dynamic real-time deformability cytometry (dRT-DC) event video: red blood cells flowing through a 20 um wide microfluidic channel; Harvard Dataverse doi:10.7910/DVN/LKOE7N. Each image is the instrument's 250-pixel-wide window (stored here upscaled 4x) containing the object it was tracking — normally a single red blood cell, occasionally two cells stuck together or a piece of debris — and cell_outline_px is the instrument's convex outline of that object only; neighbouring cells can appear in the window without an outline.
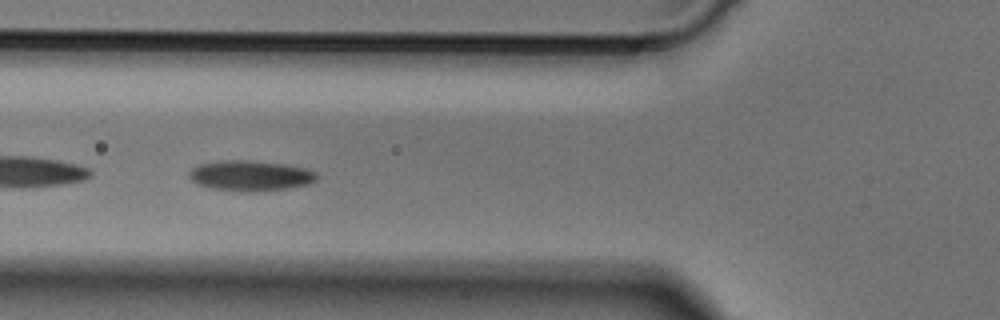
{"species": "Egyptian fruit bat (a non-hibernating species)", "species_latin": "Rousettus aegyptiacus", "temperature_condition": "cold", "stored_images_in_passage": 49, "camera_frame_rate_fps": 3000, "um_per_image_px": 0.085, "animal": {"sex": "male"}, "frame": {"image": 1, "passage_image": 17, "time_ms": 5.333, "image_size_px": [1000, 320], "cell_outline_px": [[320, 176], [316, 180], [308, 184], [288, 188], [212, 188], [196, 184], [188, 176], [188, 172], [196, 164], [220, 160], [248, 160], [284, 164], [304, 168], [316, 172]], "centroid_in_image_um": [21.26, 14.86], "position_along_channel_um": 104.5, "area_um2": 21.62}}
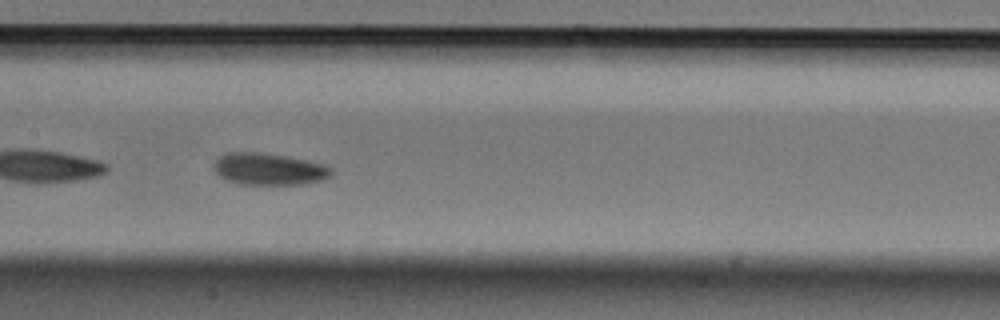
{"frame": {"image": 2, "passage_image": 23, "time_ms": 7.333, "image_size_px": [1000, 320], "cell_outline_px": [[332, 176], [324, 180], [304, 184], [236, 184], [224, 180], [212, 168], [212, 164], [220, 156], [228, 152], [260, 152], [288, 156], [308, 160], [324, 164], [332, 168]], "centroid_in_image_um": [22.86, 14.37], "position_along_channel_um": 184.5, "area_um2": 22.25}}
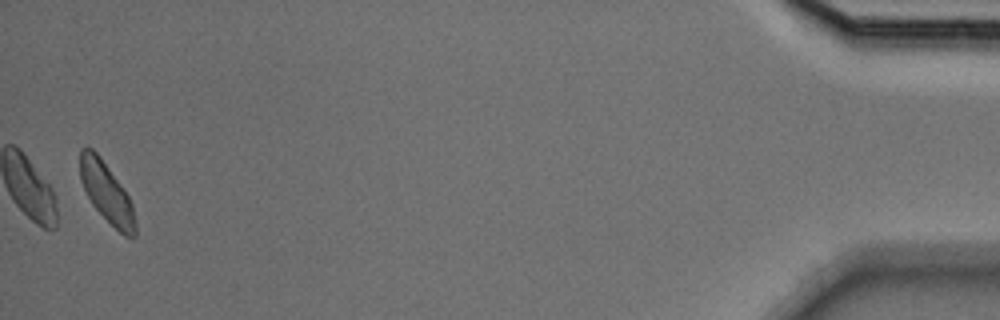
{"frame": {"image": 3, "passage_image": 48, "time_ms": 15.667, "image_size_px": [1000, 320], "cell_outline_px": [[136, 236], [124, 236], [92, 204], [80, 180], [80, 148], [92, 148], [100, 156], [128, 196], [132, 204], [136, 224]], "centroid_in_image_um": [9.06, 16.36], "position_along_channel_um": 426.1, "area_um2": 18.79}}